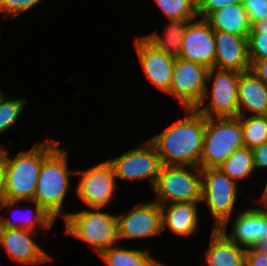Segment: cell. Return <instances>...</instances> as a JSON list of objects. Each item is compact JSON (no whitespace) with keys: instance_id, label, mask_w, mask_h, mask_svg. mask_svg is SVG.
<instances>
[{"instance_id":"obj_16","label":"cell","mask_w":267,"mask_h":266,"mask_svg":"<svg viewBox=\"0 0 267 266\" xmlns=\"http://www.w3.org/2000/svg\"><path fill=\"white\" fill-rule=\"evenodd\" d=\"M214 41L215 61L213 68L238 72L251 70L247 38L222 31H214Z\"/></svg>"},{"instance_id":"obj_14","label":"cell","mask_w":267,"mask_h":266,"mask_svg":"<svg viewBox=\"0 0 267 266\" xmlns=\"http://www.w3.org/2000/svg\"><path fill=\"white\" fill-rule=\"evenodd\" d=\"M134 42L140 65L147 80L168 94L176 57L156 49L143 36L137 37Z\"/></svg>"},{"instance_id":"obj_13","label":"cell","mask_w":267,"mask_h":266,"mask_svg":"<svg viewBox=\"0 0 267 266\" xmlns=\"http://www.w3.org/2000/svg\"><path fill=\"white\" fill-rule=\"evenodd\" d=\"M179 58L204 65L209 69L214 67V31L205 18L199 17V21H189L183 35Z\"/></svg>"},{"instance_id":"obj_24","label":"cell","mask_w":267,"mask_h":266,"mask_svg":"<svg viewBox=\"0 0 267 266\" xmlns=\"http://www.w3.org/2000/svg\"><path fill=\"white\" fill-rule=\"evenodd\" d=\"M219 168L235 182L246 179L255 171L252 149L241 147L236 149Z\"/></svg>"},{"instance_id":"obj_39","label":"cell","mask_w":267,"mask_h":266,"mask_svg":"<svg viewBox=\"0 0 267 266\" xmlns=\"http://www.w3.org/2000/svg\"><path fill=\"white\" fill-rule=\"evenodd\" d=\"M6 94H3V92L0 90V101L2 100V98L5 96Z\"/></svg>"},{"instance_id":"obj_26","label":"cell","mask_w":267,"mask_h":266,"mask_svg":"<svg viewBox=\"0 0 267 266\" xmlns=\"http://www.w3.org/2000/svg\"><path fill=\"white\" fill-rule=\"evenodd\" d=\"M33 203H35V212L32 214L33 216H21L19 217L20 219H14L15 221H12L10 218L5 216H0V227L21 228L32 232L36 231L35 228H37V225L47 230L51 229L56 220L36 202Z\"/></svg>"},{"instance_id":"obj_27","label":"cell","mask_w":267,"mask_h":266,"mask_svg":"<svg viewBox=\"0 0 267 266\" xmlns=\"http://www.w3.org/2000/svg\"><path fill=\"white\" fill-rule=\"evenodd\" d=\"M166 18L169 20L197 19L196 0H154Z\"/></svg>"},{"instance_id":"obj_15","label":"cell","mask_w":267,"mask_h":266,"mask_svg":"<svg viewBox=\"0 0 267 266\" xmlns=\"http://www.w3.org/2000/svg\"><path fill=\"white\" fill-rule=\"evenodd\" d=\"M37 232L21 228L0 227V244L6 249L11 260L18 264H42L50 256L34 241Z\"/></svg>"},{"instance_id":"obj_28","label":"cell","mask_w":267,"mask_h":266,"mask_svg":"<svg viewBox=\"0 0 267 266\" xmlns=\"http://www.w3.org/2000/svg\"><path fill=\"white\" fill-rule=\"evenodd\" d=\"M247 41L250 60L267 59V19L252 26Z\"/></svg>"},{"instance_id":"obj_5","label":"cell","mask_w":267,"mask_h":266,"mask_svg":"<svg viewBox=\"0 0 267 266\" xmlns=\"http://www.w3.org/2000/svg\"><path fill=\"white\" fill-rule=\"evenodd\" d=\"M244 146L240 117H205V133L199 167L217 168Z\"/></svg>"},{"instance_id":"obj_2","label":"cell","mask_w":267,"mask_h":266,"mask_svg":"<svg viewBox=\"0 0 267 266\" xmlns=\"http://www.w3.org/2000/svg\"><path fill=\"white\" fill-rule=\"evenodd\" d=\"M58 142L47 139L11 158L5 150V196L0 209H9L23 200L32 202L42 162L58 147Z\"/></svg>"},{"instance_id":"obj_30","label":"cell","mask_w":267,"mask_h":266,"mask_svg":"<svg viewBox=\"0 0 267 266\" xmlns=\"http://www.w3.org/2000/svg\"><path fill=\"white\" fill-rule=\"evenodd\" d=\"M42 0H0V15L13 19L32 9Z\"/></svg>"},{"instance_id":"obj_32","label":"cell","mask_w":267,"mask_h":266,"mask_svg":"<svg viewBox=\"0 0 267 266\" xmlns=\"http://www.w3.org/2000/svg\"><path fill=\"white\" fill-rule=\"evenodd\" d=\"M197 16L207 18L212 12L217 11L227 5L242 3V0H196Z\"/></svg>"},{"instance_id":"obj_37","label":"cell","mask_w":267,"mask_h":266,"mask_svg":"<svg viewBox=\"0 0 267 266\" xmlns=\"http://www.w3.org/2000/svg\"><path fill=\"white\" fill-rule=\"evenodd\" d=\"M262 193L263 194H261V198H260L258 203H260V204L263 203L262 205H264V208L266 209L267 208V182L264 186V191Z\"/></svg>"},{"instance_id":"obj_36","label":"cell","mask_w":267,"mask_h":266,"mask_svg":"<svg viewBox=\"0 0 267 266\" xmlns=\"http://www.w3.org/2000/svg\"><path fill=\"white\" fill-rule=\"evenodd\" d=\"M5 149L0 147V204L6 200L5 196Z\"/></svg>"},{"instance_id":"obj_1","label":"cell","mask_w":267,"mask_h":266,"mask_svg":"<svg viewBox=\"0 0 267 266\" xmlns=\"http://www.w3.org/2000/svg\"><path fill=\"white\" fill-rule=\"evenodd\" d=\"M186 116L178 119L149 141L155 146L162 165L199 167L205 116L195 108H186Z\"/></svg>"},{"instance_id":"obj_7","label":"cell","mask_w":267,"mask_h":266,"mask_svg":"<svg viewBox=\"0 0 267 266\" xmlns=\"http://www.w3.org/2000/svg\"><path fill=\"white\" fill-rule=\"evenodd\" d=\"M202 172L201 203H206L214 218L212 229L227 231L237 199V182L219 168H204Z\"/></svg>"},{"instance_id":"obj_4","label":"cell","mask_w":267,"mask_h":266,"mask_svg":"<svg viewBox=\"0 0 267 266\" xmlns=\"http://www.w3.org/2000/svg\"><path fill=\"white\" fill-rule=\"evenodd\" d=\"M87 208L81 212L66 213L65 234L87 242L96 254L116 244L118 240L117 216Z\"/></svg>"},{"instance_id":"obj_18","label":"cell","mask_w":267,"mask_h":266,"mask_svg":"<svg viewBox=\"0 0 267 266\" xmlns=\"http://www.w3.org/2000/svg\"><path fill=\"white\" fill-rule=\"evenodd\" d=\"M238 104V115H267V86L252 70L239 75Z\"/></svg>"},{"instance_id":"obj_12","label":"cell","mask_w":267,"mask_h":266,"mask_svg":"<svg viewBox=\"0 0 267 266\" xmlns=\"http://www.w3.org/2000/svg\"><path fill=\"white\" fill-rule=\"evenodd\" d=\"M116 216L119 241L154 238L162 233L161 208L154 200Z\"/></svg>"},{"instance_id":"obj_8","label":"cell","mask_w":267,"mask_h":266,"mask_svg":"<svg viewBox=\"0 0 267 266\" xmlns=\"http://www.w3.org/2000/svg\"><path fill=\"white\" fill-rule=\"evenodd\" d=\"M240 73L235 70L210 68L207 76V88L201 102L195 109L205 117H238ZM211 81L209 92L208 83ZM207 100L209 103L205 104Z\"/></svg>"},{"instance_id":"obj_38","label":"cell","mask_w":267,"mask_h":266,"mask_svg":"<svg viewBox=\"0 0 267 266\" xmlns=\"http://www.w3.org/2000/svg\"><path fill=\"white\" fill-rule=\"evenodd\" d=\"M257 247L260 248L263 252L267 253V231L264 238Z\"/></svg>"},{"instance_id":"obj_34","label":"cell","mask_w":267,"mask_h":266,"mask_svg":"<svg viewBox=\"0 0 267 266\" xmlns=\"http://www.w3.org/2000/svg\"><path fill=\"white\" fill-rule=\"evenodd\" d=\"M254 157V166L256 169H266L267 168V142L255 146L252 148Z\"/></svg>"},{"instance_id":"obj_20","label":"cell","mask_w":267,"mask_h":266,"mask_svg":"<svg viewBox=\"0 0 267 266\" xmlns=\"http://www.w3.org/2000/svg\"><path fill=\"white\" fill-rule=\"evenodd\" d=\"M246 248L231 241L220 229H212L205 254L207 266H244Z\"/></svg>"},{"instance_id":"obj_10","label":"cell","mask_w":267,"mask_h":266,"mask_svg":"<svg viewBox=\"0 0 267 266\" xmlns=\"http://www.w3.org/2000/svg\"><path fill=\"white\" fill-rule=\"evenodd\" d=\"M107 161L112 165L116 179L128 181L147 179L151 187L154 186L162 166L157 150L149 140L145 145L130 149Z\"/></svg>"},{"instance_id":"obj_9","label":"cell","mask_w":267,"mask_h":266,"mask_svg":"<svg viewBox=\"0 0 267 266\" xmlns=\"http://www.w3.org/2000/svg\"><path fill=\"white\" fill-rule=\"evenodd\" d=\"M208 72L209 68L204 65L175 58L168 95L177 99L185 109L196 108L207 88Z\"/></svg>"},{"instance_id":"obj_11","label":"cell","mask_w":267,"mask_h":266,"mask_svg":"<svg viewBox=\"0 0 267 266\" xmlns=\"http://www.w3.org/2000/svg\"><path fill=\"white\" fill-rule=\"evenodd\" d=\"M76 175H81L76 194L88 208H105L112 202L116 192V177L108 161L88 170L77 169Z\"/></svg>"},{"instance_id":"obj_25","label":"cell","mask_w":267,"mask_h":266,"mask_svg":"<svg viewBox=\"0 0 267 266\" xmlns=\"http://www.w3.org/2000/svg\"><path fill=\"white\" fill-rule=\"evenodd\" d=\"M244 147L254 148L267 142V115H238Z\"/></svg>"},{"instance_id":"obj_6","label":"cell","mask_w":267,"mask_h":266,"mask_svg":"<svg viewBox=\"0 0 267 266\" xmlns=\"http://www.w3.org/2000/svg\"><path fill=\"white\" fill-rule=\"evenodd\" d=\"M202 172L200 167L162 165L151 190L155 202L169 203L201 202Z\"/></svg>"},{"instance_id":"obj_3","label":"cell","mask_w":267,"mask_h":266,"mask_svg":"<svg viewBox=\"0 0 267 266\" xmlns=\"http://www.w3.org/2000/svg\"><path fill=\"white\" fill-rule=\"evenodd\" d=\"M67 150L59 146L42 162L40 167L35 195L32 202L40 205L50 216L57 220L59 214L64 219V199L71 188L70 175L76 170L68 169Z\"/></svg>"},{"instance_id":"obj_33","label":"cell","mask_w":267,"mask_h":266,"mask_svg":"<svg viewBox=\"0 0 267 266\" xmlns=\"http://www.w3.org/2000/svg\"><path fill=\"white\" fill-rule=\"evenodd\" d=\"M244 266H267V253L257 246L246 248Z\"/></svg>"},{"instance_id":"obj_29","label":"cell","mask_w":267,"mask_h":266,"mask_svg":"<svg viewBox=\"0 0 267 266\" xmlns=\"http://www.w3.org/2000/svg\"><path fill=\"white\" fill-rule=\"evenodd\" d=\"M26 98H8L5 95L0 101V133L15 124L18 116L23 112Z\"/></svg>"},{"instance_id":"obj_23","label":"cell","mask_w":267,"mask_h":266,"mask_svg":"<svg viewBox=\"0 0 267 266\" xmlns=\"http://www.w3.org/2000/svg\"><path fill=\"white\" fill-rule=\"evenodd\" d=\"M189 21L169 19V24L162 36L155 31L143 37L156 49L177 58L180 55L183 35Z\"/></svg>"},{"instance_id":"obj_35","label":"cell","mask_w":267,"mask_h":266,"mask_svg":"<svg viewBox=\"0 0 267 266\" xmlns=\"http://www.w3.org/2000/svg\"><path fill=\"white\" fill-rule=\"evenodd\" d=\"M251 70L267 86V59L250 60Z\"/></svg>"},{"instance_id":"obj_19","label":"cell","mask_w":267,"mask_h":266,"mask_svg":"<svg viewBox=\"0 0 267 266\" xmlns=\"http://www.w3.org/2000/svg\"><path fill=\"white\" fill-rule=\"evenodd\" d=\"M191 203H169L160 205L162 232L168 228L171 232L179 236H190L198 227L199 220L197 214V204Z\"/></svg>"},{"instance_id":"obj_21","label":"cell","mask_w":267,"mask_h":266,"mask_svg":"<svg viewBox=\"0 0 267 266\" xmlns=\"http://www.w3.org/2000/svg\"><path fill=\"white\" fill-rule=\"evenodd\" d=\"M206 20L213 31H222L248 38L252 28L242 3L227 5L212 12Z\"/></svg>"},{"instance_id":"obj_31","label":"cell","mask_w":267,"mask_h":266,"mask_svg":"<svg viewBox=\"0 0 267 266\" xmlns=\"http://www.w3.org/2000/svg\"><path fill=\"white\" fill-rule=\"evenodd\" d=\"M250 24L267 19V0H242Z\"/></svg>"},{"instance_id":"obj_17","label":"cell","mask_w":267,"mask_h":266,"mask_svg":"<svg viewBox=\"0 0 267 266\" xmlns=\"http://www.w3.org/2000/svg\"><path fill=\"white\" fill-rule=\"evenodd\" d=\"M230 235L222 231L231 241L245 248L256 247L267 231V210L261 207L243 209L233 218Z\"/></svg>"},{"instance_id":"obj_22","label":"cell","mask_w":267,"mask_h":266,"mask_svg":"<svg viewBox=\"0 0 267 266\" xmlns=\"http://www.w3.org/2000/svg\"><path fill=\"white\" fill-rule=\"evenodd\" d=\"M98 256L107 266H164L143 249L119 248L113 245Z\"/></svg>"}]
</instances>
